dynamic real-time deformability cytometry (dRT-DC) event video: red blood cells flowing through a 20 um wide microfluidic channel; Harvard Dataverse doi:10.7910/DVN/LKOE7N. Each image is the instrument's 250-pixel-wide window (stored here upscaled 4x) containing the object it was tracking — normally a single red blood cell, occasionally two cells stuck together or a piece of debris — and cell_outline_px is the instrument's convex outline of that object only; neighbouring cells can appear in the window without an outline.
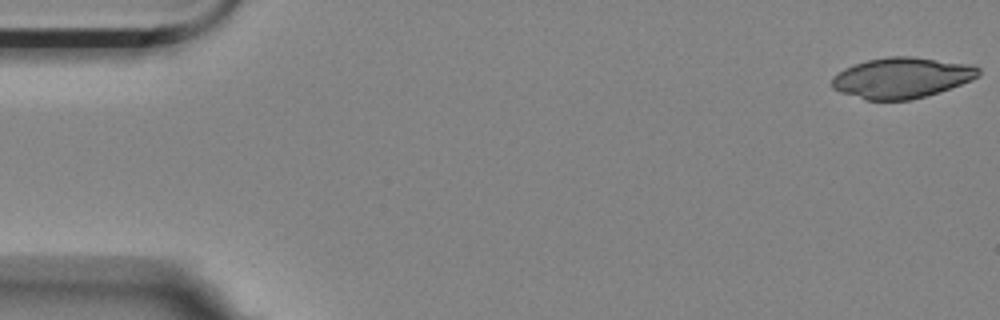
{"species": "Egyptian fruit bat (a non-hibernating species)", "species_latin": "Rousettus aegyptiacus", "temperature_condition": "room temperature", "stored_images_in_passage": 5, "camera_frame_rate_fps": 3000, "um_per_image_px": 0.085, "animal": {"sex": "female"}, "frame": {"image": 1, "passage_image": 1, "time_ms": 0.0, "image_size_px": [1000, 320], "cell_outline_px": [[980, 76], [972, 80], [940, 92], [912, 100], [864, 100], [840, 92], [832, 88], [832, 76], [844, 68], [868, 60], [888, 56], [908, 56], [972, 64], [980, 68]], "centroid_in_image_um": [76.66, 6.62], "position_along_channel_um": 8.3, "area_um2": 34.97}}